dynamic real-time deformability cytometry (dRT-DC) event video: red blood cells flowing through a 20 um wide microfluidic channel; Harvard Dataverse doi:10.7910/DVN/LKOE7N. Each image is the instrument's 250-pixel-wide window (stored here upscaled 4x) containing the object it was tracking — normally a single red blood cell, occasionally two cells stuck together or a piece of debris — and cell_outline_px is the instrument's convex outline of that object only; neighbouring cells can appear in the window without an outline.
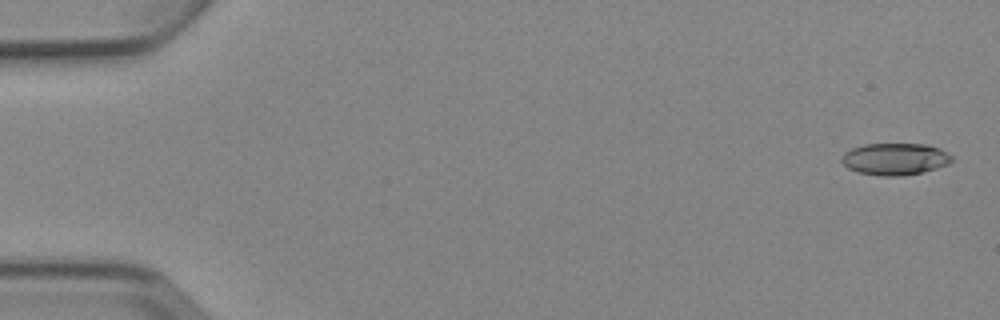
{"species": "Egyptian fruit bat (a non-hibernating species)", "species_latin": "Rousettus aegyptiacus", "temperature_condition": "cold", "stored_images_in_passage": 4, "camera_frame_rate_fps": 3000, "um_per_image_px": 0.085, "animal": {"sex": "female"}, "frame": {"image": 1, "passage_image": 1, "time_ms": 0.0, "image_size_px": [1000, 320], "cell_outline_px": [[952, 160], [948, 164], [924, 172], [904, 176], [880, 176], [856, 172], [848, 168], [840, 160], [840, 156], [844, 152], [852, 148], [864, 144], [928, 144], [940, 148], [952, 156]], "centroid_in_image_um": [76.05, 13.52], "position_along_channel_um": 8.9, "area_um2": 20.75}}